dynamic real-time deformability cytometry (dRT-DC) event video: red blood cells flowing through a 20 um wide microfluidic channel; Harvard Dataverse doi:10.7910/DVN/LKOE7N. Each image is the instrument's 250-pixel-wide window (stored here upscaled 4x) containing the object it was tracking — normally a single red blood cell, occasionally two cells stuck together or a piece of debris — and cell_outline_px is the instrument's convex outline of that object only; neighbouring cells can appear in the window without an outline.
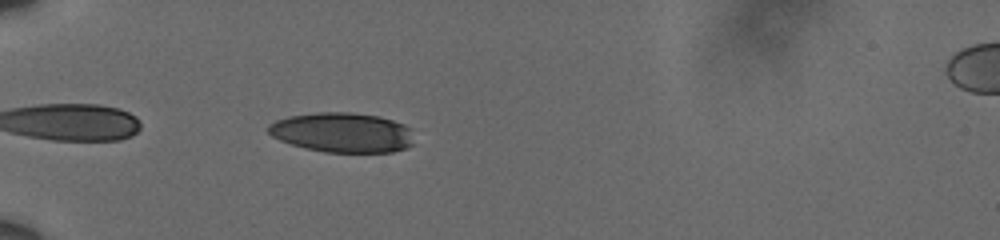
{"species": "human", "species_latin": "Homo sapiens", "temperature_condition": "cold", "stored_images_in_passage": 25, "camera_frame_rate_fps": 3000, "um_per_image_px": 0.085, "donor": {"sex": "male"}, "frame": {"image": 1, "passage_image": 3, "time_ms": 0.667, "image_size_px": [1000, 240], "cell_outline_px": [[412, 144], [408, 148], [392, 152], [324, 152], [304, 148], [280, 140], [272, 136], [268, 132], [268, 124], [276, 120], [288, 116], [316, 112], [352, 112], [380, 116], [404, 124], [412, 128]], "centroid_in_image_um": [29.11, 11.26], "position_along_channel_um": 55.9, "area_um2": 34.1}}
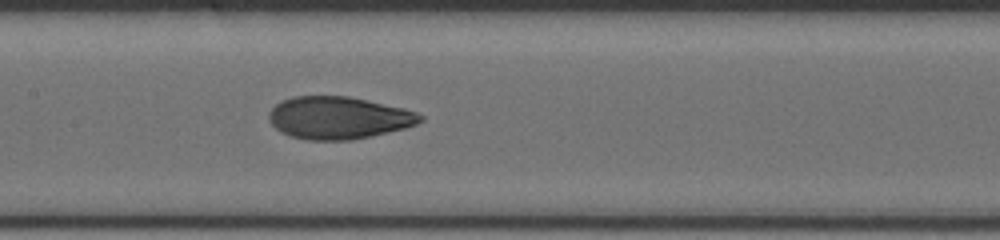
{"frame": {"image": 2, "passage_image": 15, "time_ms": 4.667, "image_size_px": [1000, 240], "cell_outline_px": [[424, 120], [416, 124], [404, 128], [388, 132], [352, 140], [308, 140], [288, 136], [280, 132], [268, 120], [268, 112], [280, 100], [292, 96], [348, 96], [404, 108], [416, 112], [424, 116]], "centroid_in_image_um": [28.74, 10.01], "position_along_channel_um": 178.7, "area_um2": 37.57}}
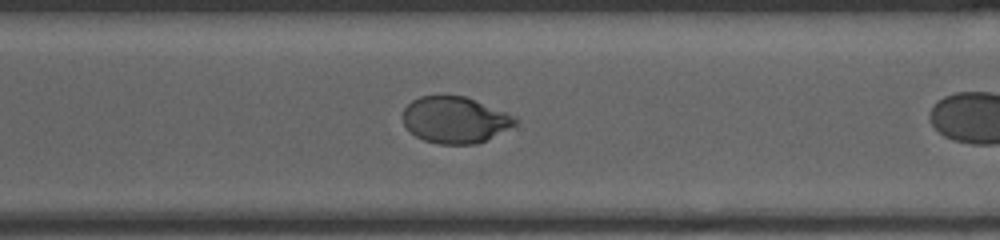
{"frame": {"image": 3, "passage_image": 24, "time_ms": 7.667, "image_size_px": [1000, 240], "cell_outline_px": [[520, 120], [516, 124], [476, 144], [440, 144], [424, 140], [416, 136], [404, 124], [404, 108], [412, 100], [420, 96], [444, 92], [464, 96], [516, 116]], "centroid_in_image_um": [38.65, 10.14], "position_along_channel_um": 331.9, "area_um2": 30.58}}